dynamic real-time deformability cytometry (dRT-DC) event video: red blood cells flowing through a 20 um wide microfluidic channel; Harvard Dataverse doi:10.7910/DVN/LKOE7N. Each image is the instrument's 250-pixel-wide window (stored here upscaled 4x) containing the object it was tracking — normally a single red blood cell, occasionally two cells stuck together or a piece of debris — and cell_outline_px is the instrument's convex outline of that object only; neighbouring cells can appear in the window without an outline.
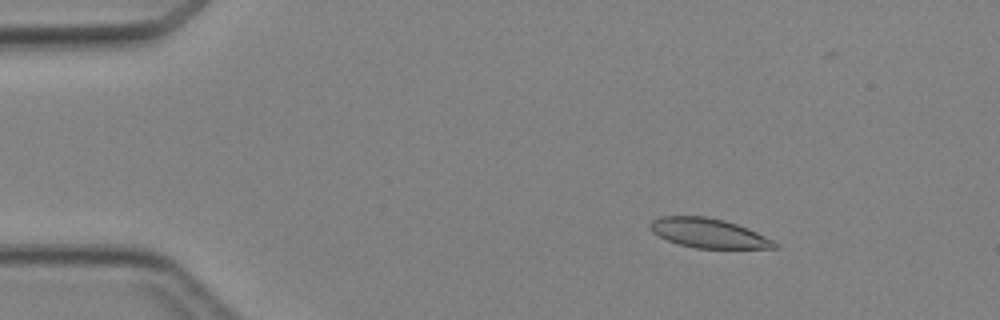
{"species": "Egyptian fruit bat (a non-hibernating species)", "species_latin": "Rousettus aegyptiacus", "temperature_condition": "cold", "stored_images_in_passage": 46, "camera_frame_rate_fps": 3000, "um_per_image_px": 0.085, "animal": {"sex": "female"}, "frame": {"image": 1, "passage_image": 7, "time_ms": 2.0, "image_size_px": [1000, 320], "cell_outline_px": [[780, 248], [696, 248], [680, 244], [668, 240], [652, 232], [648, 228], [648, 224], [652, 220], [660, 216], [704, 216], [724, 220], [748, 228], [780, 244]], "centroid_in_image_um": [60.21, 19.81], "position_along_channel_um": 24.8, "area_um2": 21.27}}
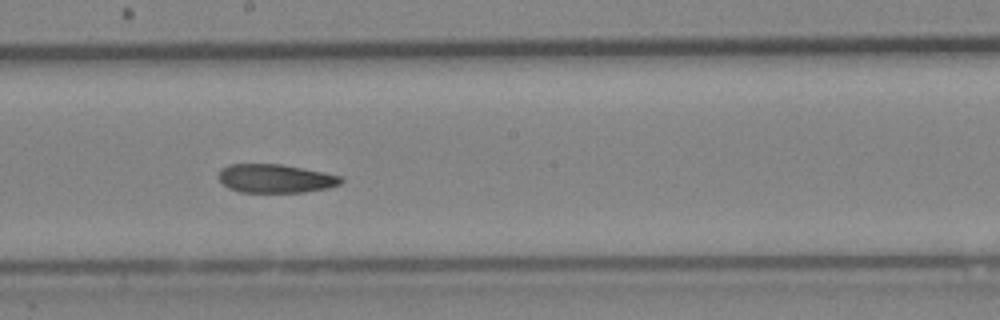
{"frame": {"image": 2, "passage_image": 26, "time_ms": 8.333, "image_size_px": [1000, 320], "cell_outline_px": [[344, 180], [340, 184], [328, 188], [304, 192], [240, 192], [228, 188], [216, 176], [228, 164], [280, 164], [324, 172], [340, 176]], "centroid_in_image_um": [23.41, 15.17], "position_along_channel_um": 224.8, "area_um2": 20.35}}
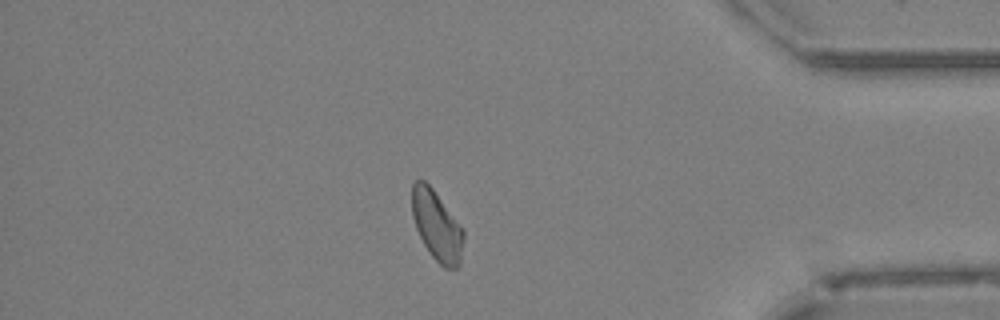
{"frame": {"image": 3, "passage_image": 40, "time_ms": 13.0, "image_size_px": [1000, 320], "cell_outline_px": [[464, 236], [460, 264], [456, 268], [444, 268], [432, 256], [424, 244], [416, 228], [412, 216], [412, 184], [416, 180], [424, 180], [432, 188], [464, 232]], "centroid_in_image_um": [37.11, 19.2], "position_along_channel_um": 398.1, "area_um2": 20.52}}